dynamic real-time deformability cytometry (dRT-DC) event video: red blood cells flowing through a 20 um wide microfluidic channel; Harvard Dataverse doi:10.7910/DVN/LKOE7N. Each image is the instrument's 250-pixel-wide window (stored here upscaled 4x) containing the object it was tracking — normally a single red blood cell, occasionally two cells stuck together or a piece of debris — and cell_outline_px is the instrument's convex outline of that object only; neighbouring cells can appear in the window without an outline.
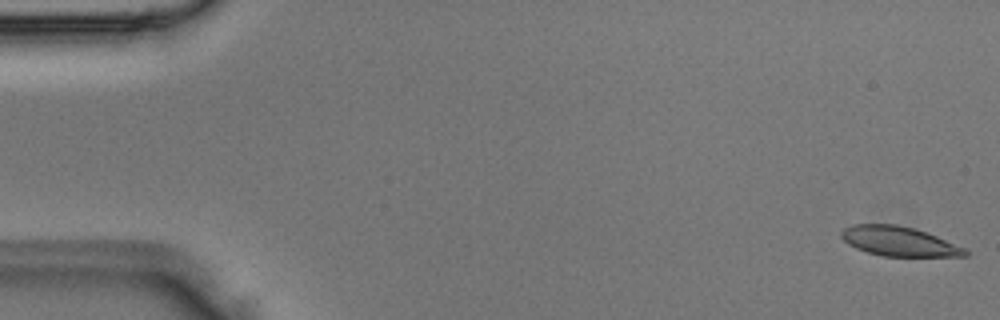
{"species": "Egyptian fruit bat (a non-hibernating species)", "species_latin": "Rousettus aegyptiacus", "temperature_condition": "room temperature", "stored_images_in_passage": 5, "camera_frame_rate_fps": 3000, "um_per_image_px": 0.085, "animal": {"sex": "male"}, "frame": {"image": 1, "passage_image": 1, "time_ms": 0.0, "image_size_px": [1000, 320], "cell_outline_px": [[968, 256], [884, 256], [868, 252], [856, 248], [848, 244], [840, 236], [840, 232], [844, 228], [852, 224], [896, 224], [912, 228], [936, 236], [968, 248]], "centroid_in_image_um": [76.42, 20.51], "position_along_channel_um": 8.6, "area_um2": 21.27}}
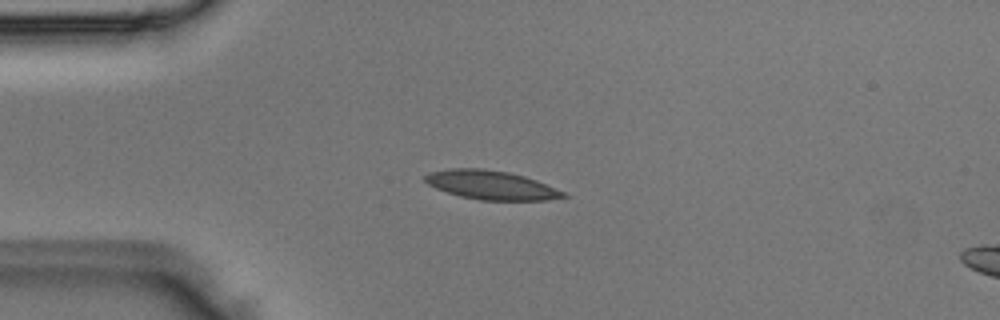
{"frame": {"image": 2, "passage_image": 4, "time_ms": 1.0, "image_size_px": [1000, 320], "cell_outline_px": [[568, 196], [548, 200], [480, 200], [460, 196], [436, 188], [428, 184], [424, 180], [424, 176], [428, 172], [448, 168], [480, 168], [508, 172], [524, 176], [536, 180], [564, 192]], "centroid_in_image_um": [41.71, 15.72], "position_along_channel_um": 43.3, "area_um2": 23.18}}